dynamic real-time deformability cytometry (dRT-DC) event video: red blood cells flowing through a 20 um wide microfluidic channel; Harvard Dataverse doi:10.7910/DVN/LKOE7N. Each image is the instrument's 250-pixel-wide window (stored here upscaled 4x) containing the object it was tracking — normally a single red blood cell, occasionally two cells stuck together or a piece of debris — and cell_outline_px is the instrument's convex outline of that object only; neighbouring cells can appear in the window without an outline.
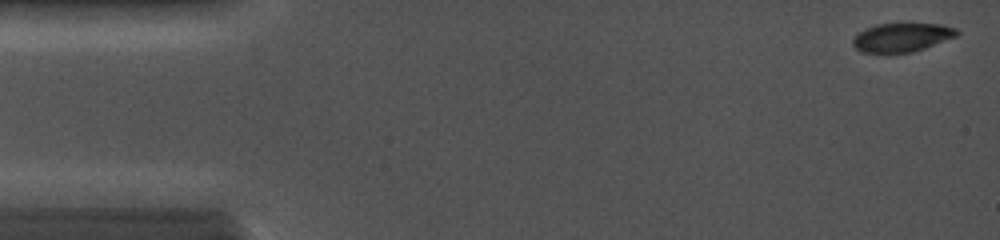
{"species": "common noctule bat (a hibernating species)", "species_latin": "Nyctalus noctula", "temperature_condition": "cold", "stored_images_in_passage": 37, "camera_frame_rate_fps": 5000, "um_per_image_px": 0.085, "animal": {"sex": "female", "body_mass_g": 19.0, "forearm_length_mm": 56.7}, "frame": {"image": 1, "passage_image": 2, "time_ms": 0.2, "image_size_px": [1000, 240], "cell_outline_px": [[960, 32], [956, 36], [924, 48], [912, 52], [860, 52], [852, 44], [852, 40], [864, 28], [876, 24], [940, 24], [956, 28]], "centroid_in_image_um": [76.64, 3.17], "position_along_channel_um": 8.4, "area_um2": 17.17}}
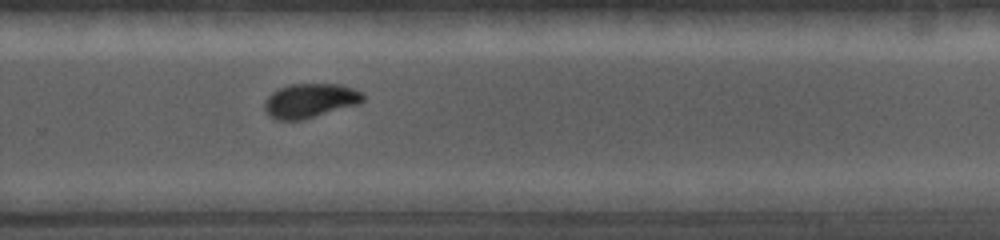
{"frame": {"image": 2, "passage_image": 25, "time_ms": 9.8, "image_size_px": [1000, 240], "cell_outline_px": [[364, 100], [360, 104], [300, 120], [276, 120], [268, 116], [264, 108], [264, 100], [272, 92], [288, 84], [340, 84], [352, 88], [360, 92], [364, 96]], "centroid_in_image_um": [26.33, 8.56], "position_along_channel_um": 303.5, "area_um2": 19.71}}
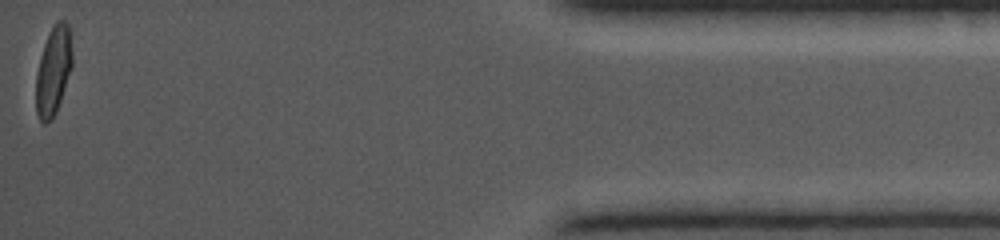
{"frame": {"image": 3, "passage_image": 37, "time_ms": 14.2, "image_size_px": [1000, 240], "cell_outline_px": [[72, 68], [56, 112], [44, 124], [40, 120], [36, 112], [36, 72], [40, 56], [48, 32], [56, 20], [64, 20], [68, 24], [72, 52]], "centroid_in_image_um": [4.53, 5.96], "position_along_channel_um": 430.7, "area_um2": 18.73}}